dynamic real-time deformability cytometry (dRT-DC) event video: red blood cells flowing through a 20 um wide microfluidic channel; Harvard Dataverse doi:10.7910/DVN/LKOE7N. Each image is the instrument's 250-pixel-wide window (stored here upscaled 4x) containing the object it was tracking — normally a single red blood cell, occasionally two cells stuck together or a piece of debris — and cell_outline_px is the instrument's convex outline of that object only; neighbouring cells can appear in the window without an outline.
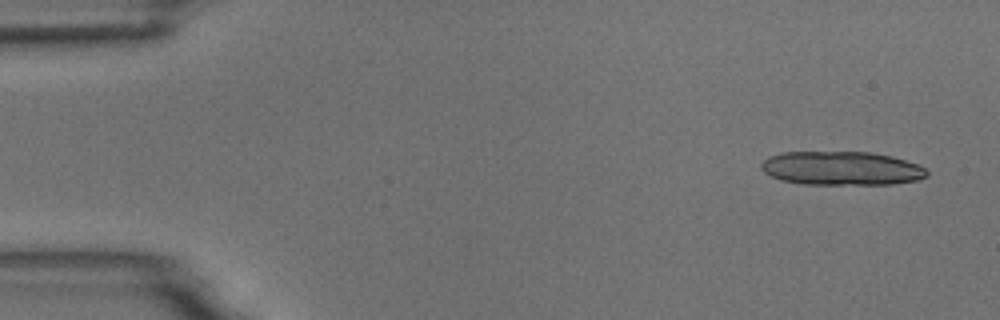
{"species": "common noctule bat (a hibernating species)", "species_latin": "Nyctalus noctula", "temperature_condition": "room temperature", "stored_images_in_passage": 6, "camera_frame_rate_fps": 3000, "um_per_image_px": 0.085, "animal": {"sex": "male", "body_mass_g": 18.8}, "frame": {"image": 1, "passage_image": 1, "time_ms": 0.0, "image_size_px": [1000, 320], "cell_outline_px": [[928, 176], [920, 180], [892, 184], [804, 184], [780, 180], [764, 172], [760, 168], [760, 164], [768, 156], [780, 152], [872, 152], [892, 156], [920, 164], [928, 172]], "centroid_in_image_um": [71.55, 14.3], "position_along_channel_um": 13.5, "area_um2": 32.95}}
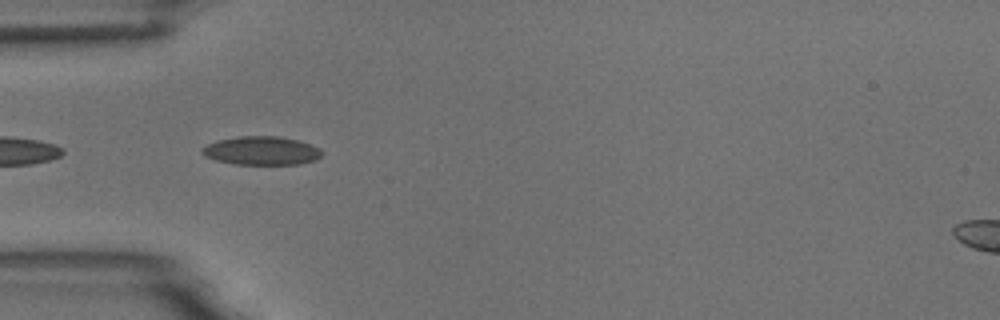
{"frame": {"image": 2, "passage_image": 5, "time_ms": 4.667, "image_size_px": [1000, 320], "cell_outline_px": [[324, 152], [316, 160], [300, 164], [232, 164], [216, 160], [204, 156], [200, 152], [200, 148], [216, 140], [240, 136], [276, 136], [296, 140], [320, 148]], "centroid_in_image_um": [22.19, 12.81], "position_along_channel_um": 62.8, "area_um2": 20.0}}